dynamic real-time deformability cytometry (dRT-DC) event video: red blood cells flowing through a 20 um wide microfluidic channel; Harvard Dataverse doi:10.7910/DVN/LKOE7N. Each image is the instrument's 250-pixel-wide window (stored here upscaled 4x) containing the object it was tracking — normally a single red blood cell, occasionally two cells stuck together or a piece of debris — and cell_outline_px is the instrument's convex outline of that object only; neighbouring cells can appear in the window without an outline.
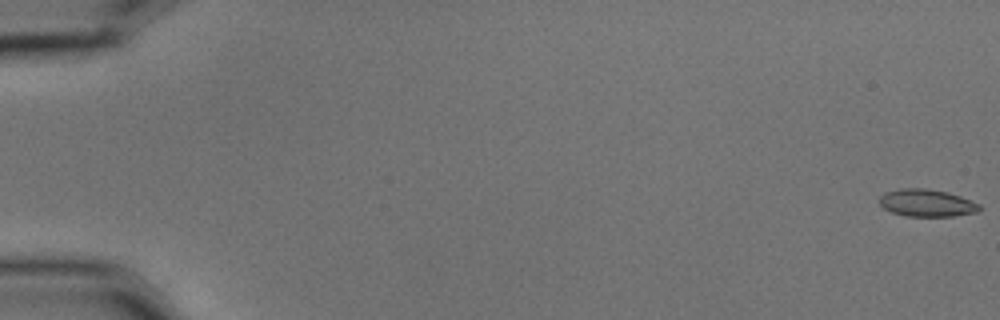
{"species": "common noctule bat (a hibernating species)", "species_latin": "Nyctalus noctula", "temperature_condition": "cold", "stored_images_in_passage": 5, "camera_frame_rate_fps": 3000, "um_per_image_px": 0.085, "animal": {"sex": "male", "body_mass_g": 15.6}, "frame": {"image": 1, "passage_image": 1, "time_ms": 0.0, "image_size_px": [1000, 320], "cell_outline_px": [[980, 208], [976, 212], [952, 216], [904, 216], [892, 212], [884, 208], [880, 204], [880, 196], [884, 192], [900, 188], [924, 188], [948, 192], [960, 196], [980, 204]], "centroid_in_image_um": [78.75, 17.24], "position_along_channel_um": 6.3, "area_um2": 15.9}}
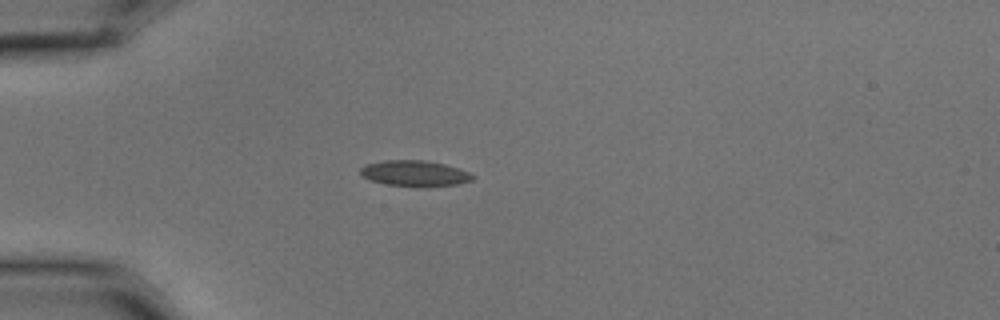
{"frame": {"image": 2, "passage_image": 5, "time_ms": 1.333, "image_size_px": [1000, 320], "cell_outline_px": [[476, 176], [472, 180], [460, 184], [384, 184], [372, 180], [364, 176], [360, 172], [360, 168], [364, 164], [384, 160], [424, 160], [444, 164], [460, 168]], "centroid_in_image_um": [35.24, 14.68], "position_along_channel_um": 49.8, "area_um2": 16.13}}